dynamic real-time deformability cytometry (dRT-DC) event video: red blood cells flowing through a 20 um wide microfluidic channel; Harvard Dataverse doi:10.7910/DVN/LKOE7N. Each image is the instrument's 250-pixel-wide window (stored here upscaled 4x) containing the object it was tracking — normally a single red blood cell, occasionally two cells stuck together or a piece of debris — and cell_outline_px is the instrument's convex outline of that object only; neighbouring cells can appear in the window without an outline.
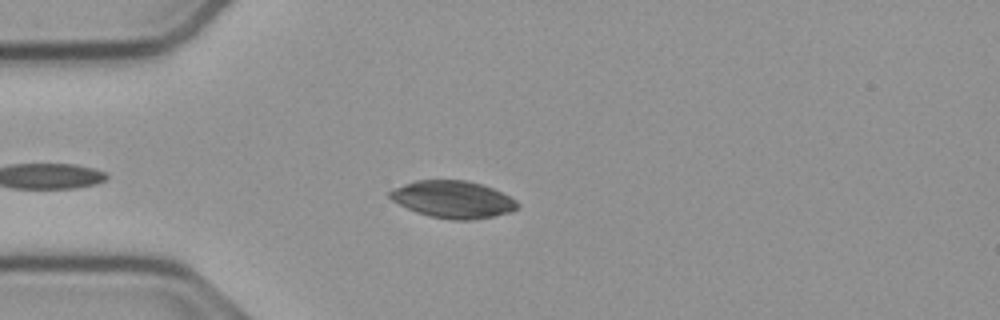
{"species": "common noctule bat (a hibernating species)", "species_latin": "Nyctalus noctula", "temperature_condition": "cold", "stored_images_in_passage": 44, "camera_frame_rate_fps": 3000, "um_per_image_px": 0.085, "animal": {"sex": "male", "body_mass_g": 23.1, "forearm_length_mm": 52.7}, "frame": {"image": 1, "passage_image": 7, "time_ms": 2.0, "image_size_px": [1000, 320], "cell_outline_px": [[520, 208], [512, 212], [496, 216], [472, 220], [452, 220], [428, 216], [416, 212], [392, 200], [388, 196], [388, 192], [404, 184], [416, 180], [468, 180], [492, 188], [516, 200], [520, 204]], "centroid_in_image_um": [38.54, 16.96], "position_along_channel_um": 46.5, "area_um2": 27.74}}
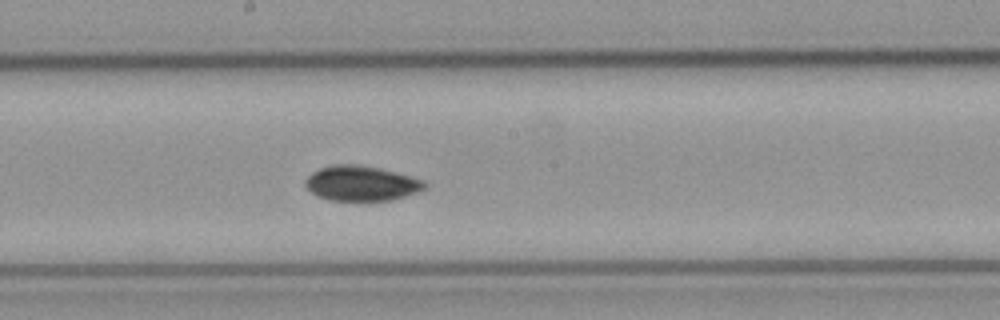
{"frame": {"image": 2, "passage_image": 22, "time_ms": 7.0, "image_size_px": [1000, 320], "cell_outline_px": [[428, 188], [420, 192], [392, 200], [368, 204], [328, 200], [316, 196], [304, 184], [304, 180], [312, 172], [320, 168], [332, 164], [360, 164], [380, 168], [396, 172], [424, 180], [428, 184]], "centroid_in_image_um": [30.75, 15.63], "position_along_channel_um": 217.5, "area_um2": 25.61}}
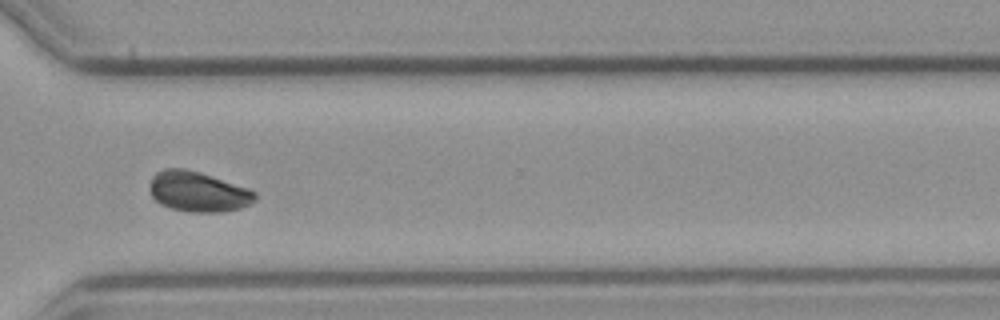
{"frame": {"image": 3, "passage_image": 33, "time_ms": 10.667, "image_size_px": [1000, 320], "cell_outline_px": [[256, 200], [252, 204], [240, 208], [224, 212], [188, 212], [172, 208], [160, 204], [152, 196], [152, 176], [156, 172], [164, 168], [184, 168], [200, 172], [248, 188], [256, 192]], "centroid_in_image_um": [16.88, 16.3], "position_along_channel_um": 353.7, "area_um2": 24.62}, "authors_computed_cell_mechanics": {"area_um2": 25.0852, "velocity_mm_per_s": 3.724, "shape_relaxation_time_tau1_ms": 9.1378, "shape_relaxation_time_tau2_ms": 5.8583, "deformation_change_tau1": 0.2597, "deformation_change_tau2": 0.0739}}